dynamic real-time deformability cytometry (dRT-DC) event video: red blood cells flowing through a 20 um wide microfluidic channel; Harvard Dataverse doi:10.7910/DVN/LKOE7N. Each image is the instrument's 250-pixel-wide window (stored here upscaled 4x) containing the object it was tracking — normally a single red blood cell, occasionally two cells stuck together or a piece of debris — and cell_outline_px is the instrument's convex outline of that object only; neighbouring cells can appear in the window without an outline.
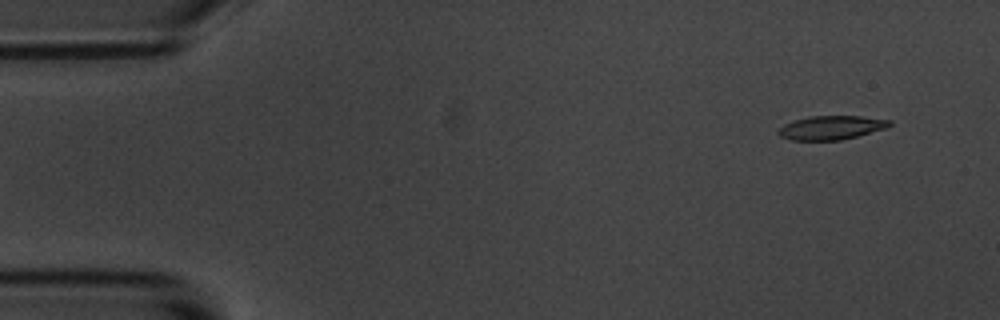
{"species": "common noctule bat (a hibernating species)", "species_latin": "Nyctalus noctula", "temperature_condition": "room temperature", "stored_images_in_passage": 6, "camera_frame_rate_fps": 3000, "um_per_image_px": 0.085, "animal": {"sex": "male", "body_mass_g": 20.1, "forearm_length_mm": 53.5}, "frame": {"image": 1, "passage_image": 1, "time_ms": 0.0, "image_size_px": [1000, 320], "cell_outline_px": [[892, 124], [888, 128], [840, 140], [792, 140], [780, 136], [776, 132], [784, 124], [808, 116], [860, 116], [892, 120]], "centroid_in_image_um": [70.68, 10.84], "position_along_channel_um": 14.3, "area_um2": 15.43}}
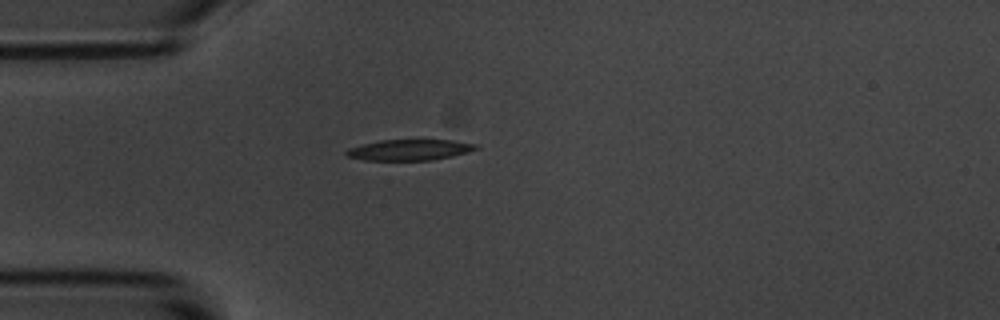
{"frame": {"image": 2, "passage_image": 4, "time_ms": 3.667, "image_size_px": [1000, 320], "cell_outline_px": [[480, 148], [468, 152], [452, 156], [432, 160], [364, 160], [348, 156], [344, 152], [348, 148], [380, 140], [452, 140], [476, 144]], "centroid_in_image_um": [34.83, 12.74], "position_along_channel_um": 50.2, "area_um2": 15.66}}